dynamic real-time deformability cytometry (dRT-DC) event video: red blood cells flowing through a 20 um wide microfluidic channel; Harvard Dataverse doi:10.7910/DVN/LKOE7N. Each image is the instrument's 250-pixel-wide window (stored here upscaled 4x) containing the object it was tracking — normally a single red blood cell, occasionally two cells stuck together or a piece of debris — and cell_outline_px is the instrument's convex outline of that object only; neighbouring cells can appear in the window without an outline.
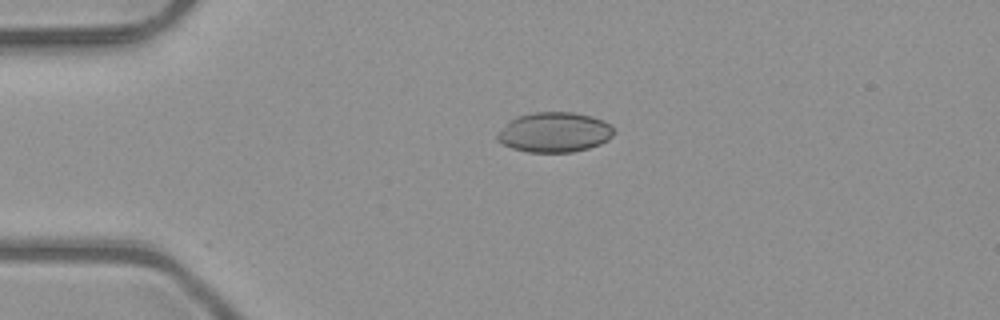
{"species": "common noctule bat (a hibernating species)", "species_latin": "Nyctalus noctula", "temperature_condition": "room temperature", "stored_images_in_passage": 3, "camera_frame_rate_fps": 3000, "um_per_image_px": 0.085, "animal": {"sex": "male", "body_mass_g": 23.1, "forearm_length_mm": 52.7}, "frame": {"image": 1, "passage_image": 2, "time_ms": 0.333, "image_size_px": [1000, 320], "cell_outline_px": [[616, 132], [608, 140], [600, 144], [588, 148], [572, 152], [528, 152], [512, 148], [496, 140], [496, 132], [508, 120], [516, 116], [532, 112], [572, 112], [592, 116], [604, 120]], "centroid_in_image_um": [47.09, 11.23], "position_along_channel_um": 37.9, "area_um2": 27.46}}